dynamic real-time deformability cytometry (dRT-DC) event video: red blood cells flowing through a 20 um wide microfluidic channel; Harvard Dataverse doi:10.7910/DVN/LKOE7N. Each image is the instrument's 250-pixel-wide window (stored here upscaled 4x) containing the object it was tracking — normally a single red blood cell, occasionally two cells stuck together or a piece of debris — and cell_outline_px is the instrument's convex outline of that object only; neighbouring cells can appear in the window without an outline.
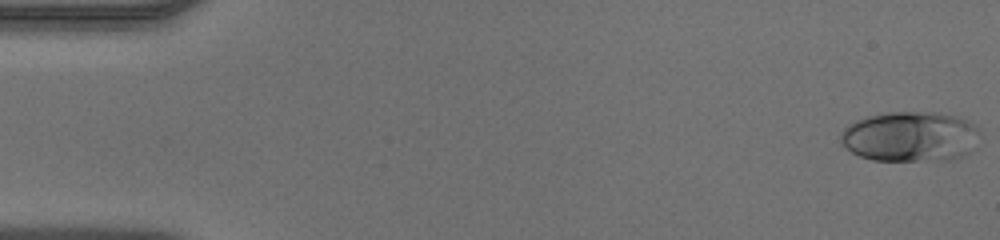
{"species": "human", "species_latin": "Homo sapiens", "temperature_condition": "warm", "stored_images_in_passage": 49, "camera_frame_rate_fps": 3000, "um_per_image_px": 0.085, "donor": {"sex": "male"}, "frame": {"image": 1, "passage_image": 1, "time_ms": 0.0, "image_size_px": [1000, 240], "cell_outline_px": [[980, 132], [976, 148], [972, 152], [964, 156], [948, 160], [872, 160], [860, 156], [852, 152], [840, 140], [840, 132], [848, 124], [856, 120], [868, 116], [888, 112], [936, 112], [956, 116], [968, 120]], "centroid_in_image_um": [77.41, 11.61], "position_along_channel_um": 7.6, "area_um2": 41.04}}
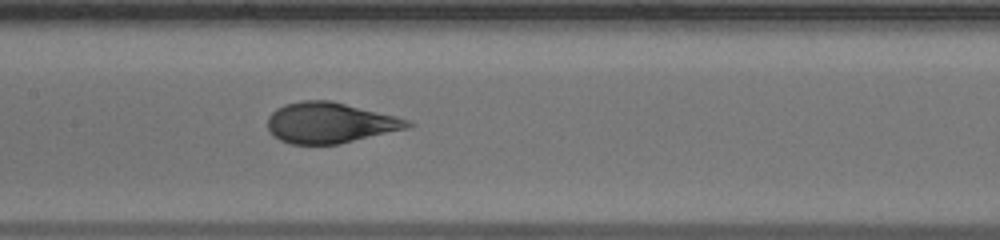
{"frame": {"image": 2, "passage_image": 24, "time_ms": 7.667, "image_size_px": [1000, 240], "cell_outline_px": [[416, 124], [408, 128], [340, 144], [288, 144], [272, 136], [268, 128], [268, 116], [276, 108], [284, 104], [300, 100], [332, 100], [396, 116], [408, 120]], "centroid_in_image_um": [28.03, 10.43], "position_along_channel_um": 179.4, "area_um2": 33.47}}
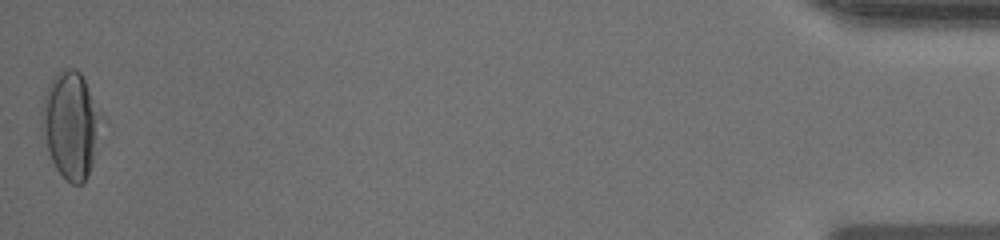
{"frame": {"image": 3, "passage_image": 49, "time_ms": 16.0, "image_size_px": [1000, 240], "cell_outline_px": [[112, 124], [88, 176], [80, 184], [72, 184], [56, 168], [52, 160], [40, 132], [40, 112], [44, 96], [52, 80], [64, 68], [76, 68], [80, 72]], "centroid_in_image_um": [6.19, 10.63], "position_along_channel_um": 429.0, "area_um2": 39.71}}